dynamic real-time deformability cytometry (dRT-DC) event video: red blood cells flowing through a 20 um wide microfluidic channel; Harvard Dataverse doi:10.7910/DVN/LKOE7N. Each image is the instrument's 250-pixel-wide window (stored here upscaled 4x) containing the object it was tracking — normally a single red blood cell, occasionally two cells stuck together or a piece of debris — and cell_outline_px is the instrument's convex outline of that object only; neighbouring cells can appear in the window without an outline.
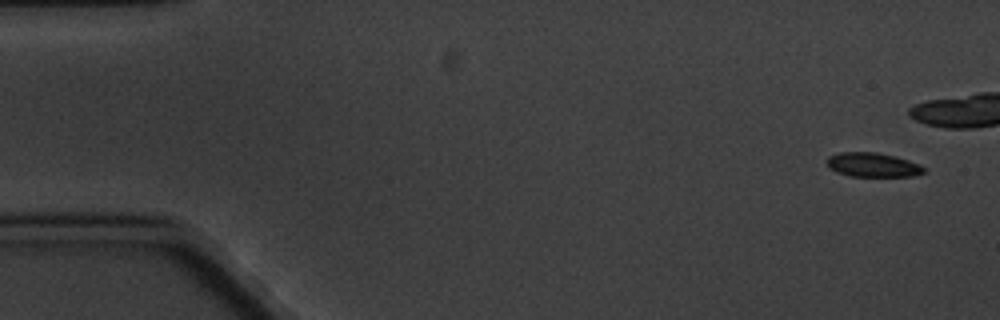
{"species": "common noctule bat (a hibernating species)", "species_latin": "Nyctalus noctula", "temperature_condition": "cold", "stored_images_in_passage": 11, "camera_frame_rate_fps": 3000, "um_per_image_px": 0.085, "animal": {"sex": "male", "body_mass_g": 20.1, "forearm_length_mm": 53.5}, "frame": {"image": 1, "passage_image": 1, "time_ms": 0.0, "image_size_px": [1000, 320], "cell_outline_px": [[924, 172], [912, 176], [848, 176], [836, 172], [828, 168], [824, 160], [828, 156], [840, 152], [876, 152], [896, 156], [908, 160], [924, 168]], "centroid_in_image_um": [74.08, 14.0], "position_along_channel_um": 10.9, "area_um2": 13.76}}